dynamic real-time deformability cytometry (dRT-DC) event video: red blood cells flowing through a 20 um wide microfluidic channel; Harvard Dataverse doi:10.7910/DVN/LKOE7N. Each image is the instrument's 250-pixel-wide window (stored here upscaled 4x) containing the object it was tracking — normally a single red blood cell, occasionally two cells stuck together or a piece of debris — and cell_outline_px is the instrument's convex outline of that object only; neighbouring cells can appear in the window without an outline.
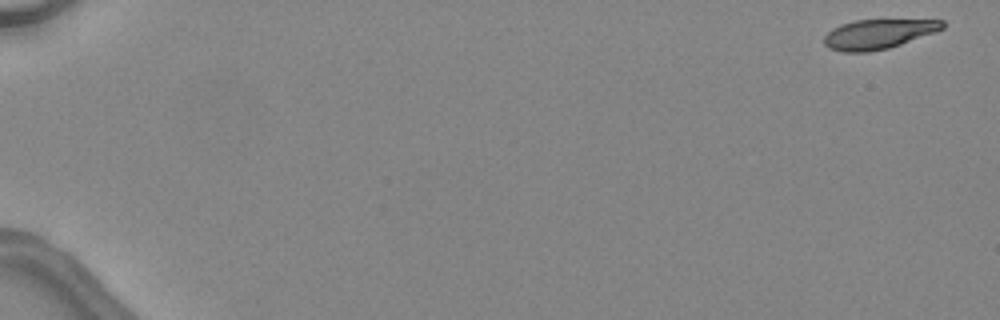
{"species": "common noctule bat (a hibernating species)", "species_latin": "Nyctalus noctula", "temperature_condition": "warm", "stored_images_in_passage": 47, "camera_frame_rate_fps": 3000, "um_per_image_px": 0.085, "animal": {"sex": "female", "body_mass_g": 24.6, "forearm_length_mm": 56.2}, "frame": {"image": 1, "passage_image": 1, "time_ms": 0.0, "image_size_px": [1000, 320], "cell_outline_px": [[944, 28], [936, 32], [888, 48], [868, 52], [844, 52], [828, 48], [824, 44], [824, 36], [832, 28], [840, 24], [856, 20], [944, 20]], "centroid_in_image_um": [74.63, 2.9], "position_along_channel_um": 10.4, "area_um2": 20.35}}
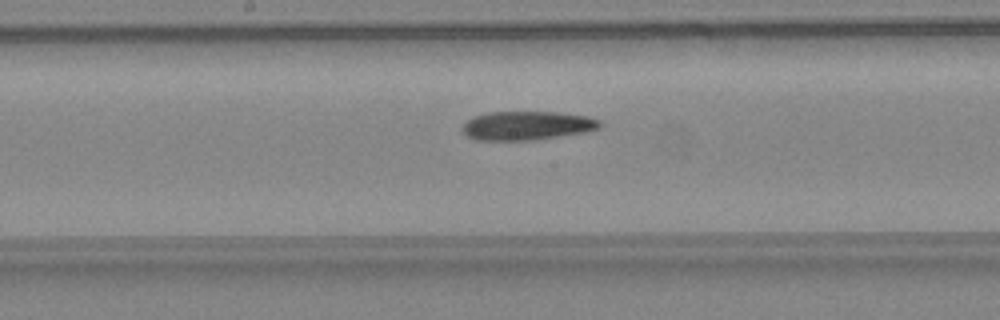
{"frame": {"image": 2, "passage_image": 27, "time_ms": 8.667, "image_size_px": [1000, 320], "cell_outline_px": [[604, 124], [600, 128], [584, 132], [536, 140], [476, 140], [468, 136], [460, 128], [472, 116], [488, 112], [556, 112], [588, 116], [600, 120]], "centroid_in_image_um": [44.81, 10.67], "position_along_channel_um": 203.4, "area_um2": 23.24}}
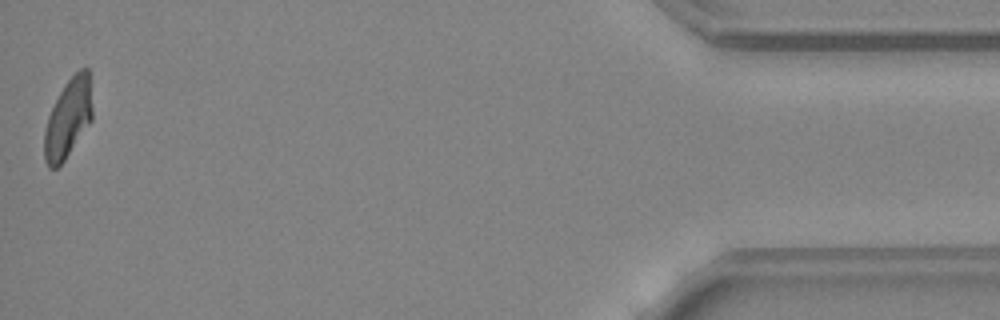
{"frame": {"image": 3, "passage_image": 47, "time_ms": 15.333, "image_size_px": [1000, 320], "cell_outline_px": [[92, 120], [64, 160], [56, 168], [48, 168], [44, 160], [44, 132], [48, 116], [64, 84], [80, 68], [88, 68], [92, 108]], "centroid_in_image_um": [5.78, 10.08], "position_along_channel_um": 429.4, "area_um2": 21.85}, "authors_computed_cell_mechanics": {"area_um2": 22.8888, "velocity_mm_per_s": 4.5454, "shape_relaxation_time_tau1_ms": 10.4041, "shape_relaxation_time_tau2_ms": 2.7461, "deformation_change_tau1": 0.3246, "deformation_change_tau2": 0.1113}}